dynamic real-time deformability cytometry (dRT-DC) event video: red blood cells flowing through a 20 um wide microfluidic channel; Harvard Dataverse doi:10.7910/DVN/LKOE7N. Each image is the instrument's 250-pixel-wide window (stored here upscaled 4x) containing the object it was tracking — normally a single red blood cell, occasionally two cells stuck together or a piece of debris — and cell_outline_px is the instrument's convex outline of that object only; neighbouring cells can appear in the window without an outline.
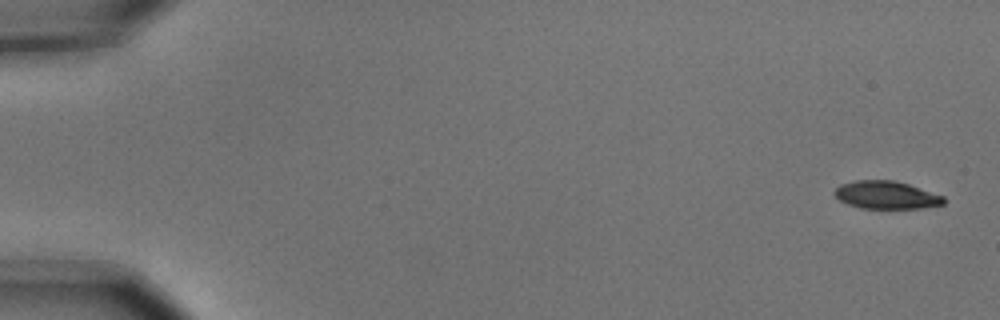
{"species": "common noctule bat (a hibernating species)", "species_latin": "Nyctalus noctula", "temperature_condition": "cold", "stored_images_in_passage": 7, "camera_frame_rate_fps": 3000, "um_per_image_px": 0.085, "animal": {"sex": "male", "body_mass_g": 15.6}, "frame": {"image": 1, "passage_image": 1, "time_ms": 0.0, "image_size_px": [1000, 320], "cell_outline_px": [[944, 204], [924, 208], [860, 208], [848, 204], [840, 200], [832, 192], [840, 184], [856, 180], [892, 180], [908, 184], [944, 196]], "centroid_in_image_um": [75.32, 16.57], "position_along_channel_um": 9.7, "area_um2": 17.63}}
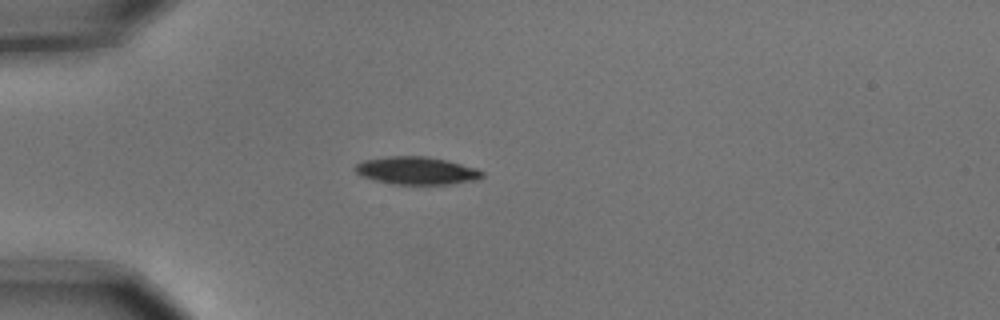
{"frame": {"image": 2, "passage_image": 5, "time_ms": 1.333, "image_size_px": [1000, 320], "cell_outline_px": [[484, 176], [476, 180], [452, 184], [392, 184], [360, 176], [352, 168], [356, 164], [364, 160], [388, 156], [424, 156], [444, 160], [476, 168], [484, 172]], "centroid_in_image_um": [35.38, 14.51], "position_along_channel_um": 49.6, "area_um2": 20.46}}
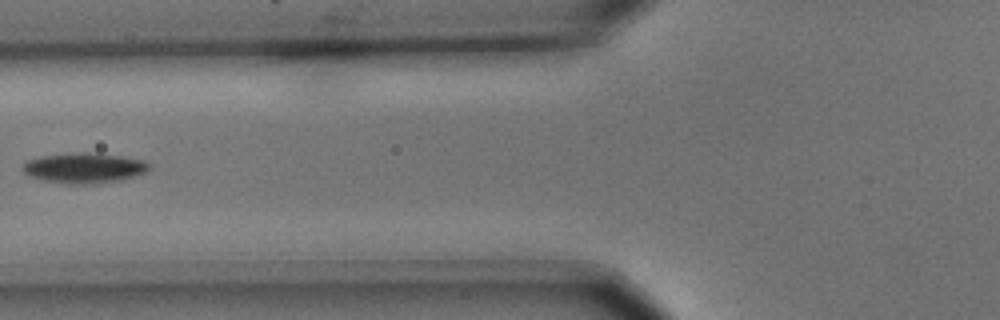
{"frame": {"image": 3, "passage_image": 7, "time_ms": 2.0, "image_size_px": [1000, 320], "cell_outline_px": [[152, 168], [144, 172], [120, 180], [96, 184], [68, 184], [44, 180], [28, 176], [20, 168], [28, 160], [40, 156], [80, 152], [84, 152], [124, 156], [144, 160], [152, 164]], "centroid_in_image_um": [7.16, 14.27], "position_along_channel_um": 118.6, "area_um2": 22.43}}